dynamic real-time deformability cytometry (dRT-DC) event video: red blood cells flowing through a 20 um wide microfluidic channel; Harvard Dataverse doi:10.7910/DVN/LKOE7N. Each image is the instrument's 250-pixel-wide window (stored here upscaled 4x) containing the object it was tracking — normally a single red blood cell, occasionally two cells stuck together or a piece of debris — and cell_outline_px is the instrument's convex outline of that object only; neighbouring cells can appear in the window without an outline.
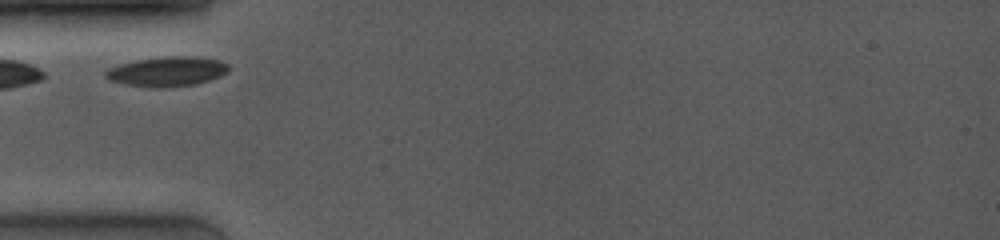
{"species": "common noctule bat (a hibernating species)", "species_latin": "Nyctalus noctula", "temperature_condition": "room temperature", "stored_images_in_passage": 17, "camera_frame_rate_fps": 4000, "um_per_image_px": 0.085, "animal": {"sex": "female", "body_mass_g": 19.0, "forearm_length_mm": 53.3}, "frame": {"image": 1, "passage_image": 1, "time_ms": 0.0, "image_size_px": [1000, 240], "cell_outline_px": [[228, 72], [220, 76], [196, 84], [164, 88], [152, 88], [124, 84], [108, 80], [104, 76], [104, 72], [108, 68], [120, 64], [136, 60], [168, 56], [200, 56], [220, 60], [228, 64]], "centroid_in_image_um": [14.19, 6.08], "position_along_channel_um": 70.8, "area_um2": 21.56}}
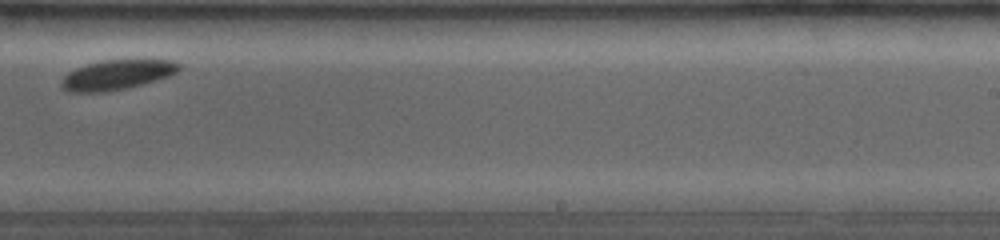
{"frame": {"image": 2, "passage_image": 12, "time_ms": 5.5, "image_size_px": [1000, 240], "cell_outline_px": [[180, 68], [176, 72], [168, 76], [156, 80], [124, 88], [104, 92], [68, 92], [60, 88], [60, 80], [68, 72], [76, 68], [88, 64], [104, 60], [176, 60], [180, 64]], "centroid_in_image_um": [9.89, 6.36], "position_along_channel_um": 279.1, "area_um2": 20.29}}